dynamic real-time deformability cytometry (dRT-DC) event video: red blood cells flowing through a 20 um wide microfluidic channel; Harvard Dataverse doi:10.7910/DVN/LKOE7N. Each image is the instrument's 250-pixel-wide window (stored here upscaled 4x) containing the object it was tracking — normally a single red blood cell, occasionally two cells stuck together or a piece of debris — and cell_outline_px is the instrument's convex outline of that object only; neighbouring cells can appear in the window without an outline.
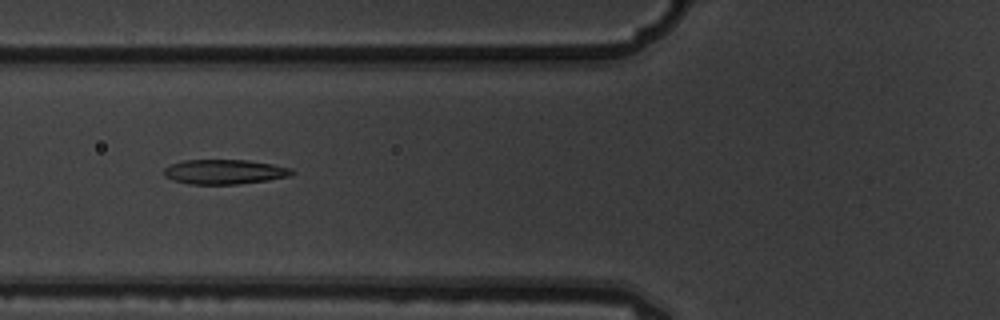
{"species": "common noctule bat (a hibernating species)", "species_latin": "Nyctalus noctula", "temperature_condition": "warm", "stored_images_in_passage": 7, "camera_frame_rate_fps": 3000, "um_per_image_px": 0.085, "animal": {"sex": "male", "body_mass_g": 19.5, "forearm_length_mm": 54.6}, "frame": {"image": 1, "passage_image": 6, "time_ms": 1.667, "image_size_px": [1000, 320], "cell_outline_px": [[296, 172], [288, 176], [268, 180], [236, 184], [188, 184], [172, 180], [164, 176], [164, 168], [172, 164], [184, 160], [248, 160], [272, 164], [292, 168]], "centroid_in_image_um": [19.07, 14.6], "position_along_channel_um": 106.7, "area_um2": 18.38}}
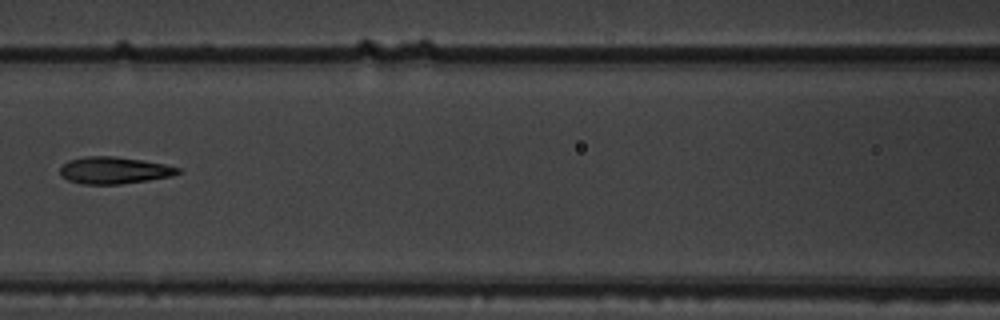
{"frame": {"image": 2, "passage_image": 7, "time_ms": 2.0, "image_size_px": [1000, 320], "cell_outline_px": [[180, 172], [172, 176], [148, 180], [120, 184], [80, 184], [68, 180], [60, 176], [60, 168], [68, 160], [84, 156], [112, 156], [140, 160], [164, 164], [180, 168]], "centroid_in_image_um": [9.66, 14.48], "position_along_channel_um": 156.9, "area_um2": 18.44}}